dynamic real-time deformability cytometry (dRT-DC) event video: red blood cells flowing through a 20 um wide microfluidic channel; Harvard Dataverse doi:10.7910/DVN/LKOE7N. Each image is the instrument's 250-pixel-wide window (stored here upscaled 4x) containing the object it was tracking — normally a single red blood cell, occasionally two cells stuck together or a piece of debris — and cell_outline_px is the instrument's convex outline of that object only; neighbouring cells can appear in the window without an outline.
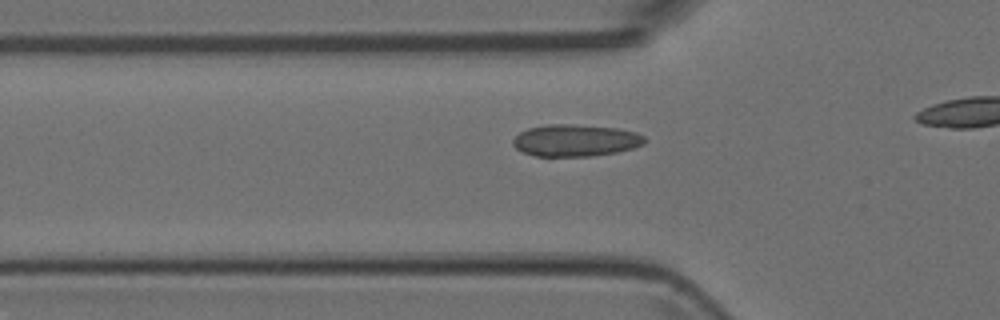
{"species": "Egyptian fruit bat (a non-hibernating species)", "species_latin": "Rousettus aegyptiacus", "temperature_condition": "room temperature", "stored_images_in_passage": 28, "camera_frame_rate_fps": 3000, "um_per_image_px": 0.085, "animal": {"sex": "female"}, "frame": {"image": 1, "passage_image": 13, "time_ms": 4.0, "image_size_px": [1000, 320], "cell_outline_px": [[648, 140], [644, 144], [632, 148], [616, 152], [592, 156], [536, 156], [524, 152], [516, 148], [512, 144], [512, 140], [520, 132], [528, 128], [544, 124], [572, 124], [616, 128], [636, 132], [644, 136]], "centroid_in_image_um": [48.92, 11.93], "position_along_channel_um": 76.9, "area_um2": 24.57}}
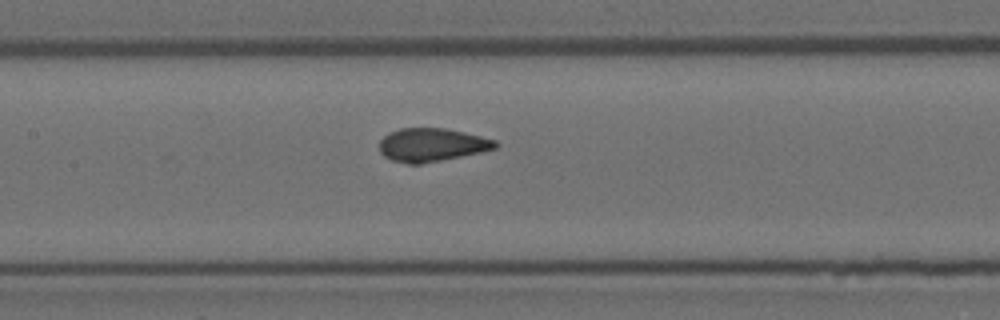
{"frame": {"image": 2, "passage_image": 20, "time_ms": 6.333, "image_size_px": [1000, 320], "cell_outline_px": [[500, 144], [496, 148], [480, 152], [420, 164], [408, 164], [392, 160], [384, 156], [380, 152], [380, 140], [388, 132], [400, 128], [444, 128], [464, 132], [496, 140]], "centroid_in_image_um": [36.69, 12.3], "position_along_channel_um": 170.7, "area_um2": 22.43}}
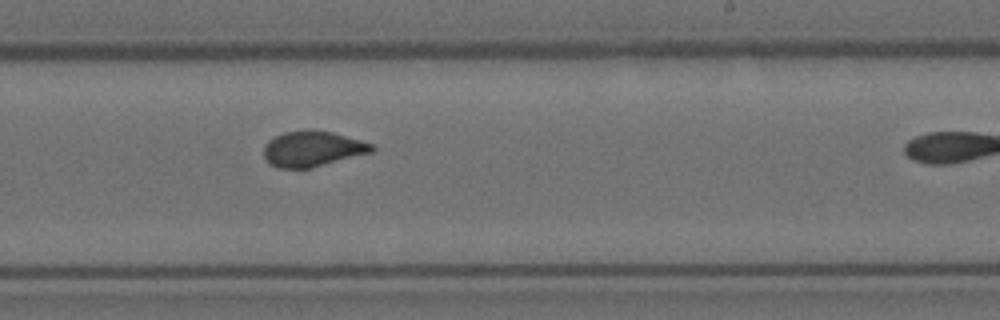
{"frame": {"image": 3, "passage_image": 27, "time_ms": 8.667, "image_size_px": [1000, 320], "cell_outline_px": [[376, 148], [372, 152], [308, 168], [276, 168], [268, 164], [264, 156], [264, 148], [268, 140], [284, 132], [308, 128], [332, 132], [360, 140], [372, 144]], "centroid_in_image_um": [26.52, 12.63], "position_along_channel_um": 262.5, "area_um2": 22.37}}